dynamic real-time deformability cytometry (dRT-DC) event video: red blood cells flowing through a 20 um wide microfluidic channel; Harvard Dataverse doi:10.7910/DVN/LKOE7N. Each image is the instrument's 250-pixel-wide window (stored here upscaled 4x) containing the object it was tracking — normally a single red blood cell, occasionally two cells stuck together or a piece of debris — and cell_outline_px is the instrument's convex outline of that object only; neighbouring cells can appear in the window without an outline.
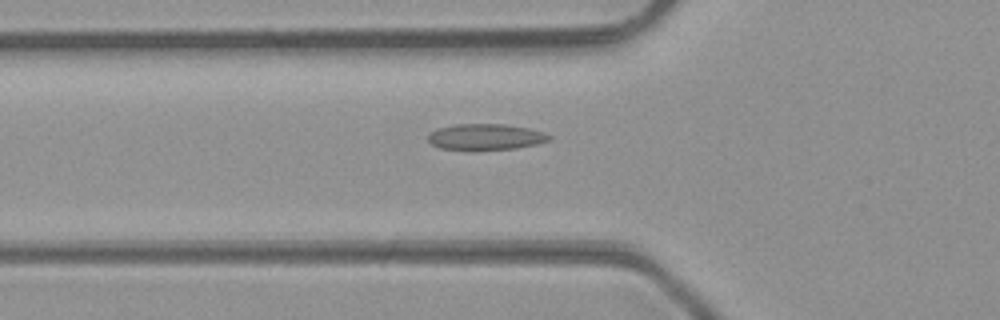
{"species": "common noctule bat (a hibernating species)", "species_latin": "Nyctalus noctula", "temperature_condition": "room temperature", "stored_images_in_passage": 28, "camera_frame_rate_fps": 3000, "um_per_image_px": 0.085, "animal": {"sex": "male", "body_mass_g": 23.1, "forearm_length_mm": 52.7}, "frame": {"image": 1, "passage_image": 4, "time_ms": 1.0, "image_size_px": [1000, 320], "cell_outline_px": [[552, 136], [548, 140], [536, 144], [516, 148], [476, 152], [472, 152], [440, 148], [432, 144], [428, 140], [428, 136], [436, 128], [452, 124], [504, 124], [528, 128], [544, 132]], "centroid_in_image_um": [41.23, 11.66], "position_along_channel_um": 84.6, "area_um2": 18.96}}
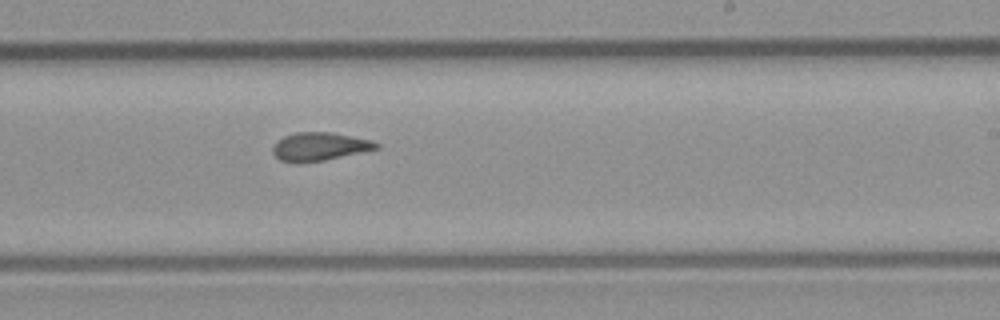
{"frame": {"image": 2, "passage_image": 16, "time_ms": 5.0, "image_size_px": [1000, 320], "cell_outline_px": [[380, 148], [324, 160], [280, 160], [272, 152], [272, 148], [276, 140], [284, 136], [296, 132], [332, 132], [372, 140], [380, 144]], "centroid_in_image_um": [27.2, 12.41], "position_along_channel_um": 261.8, "area_um2": 16.59}}
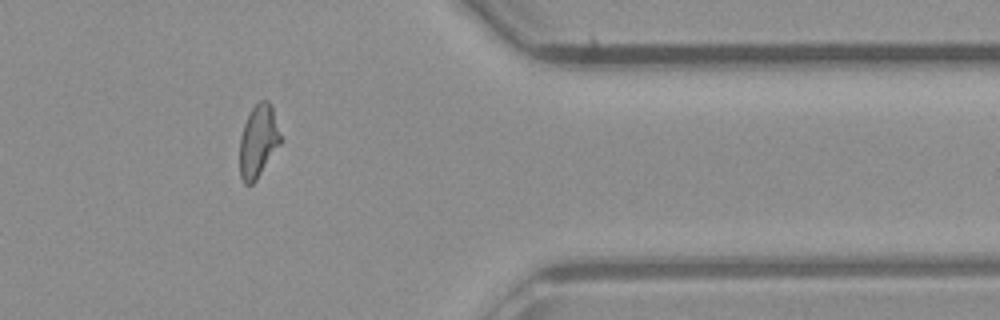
{"frame": {"image": 3, "passage_image": 26, "time_ms": 8.333, "image_size_px": [1000, 320], "cell_outline_px": [[280, 144], [256, 180], [252, 184], [244, 184], [240, 176], [240, 136], [244, 124], [252, 108], [260, 100], [268, 100], [272, 104], [280, 136]], "centroid_in_image_um": [21.94, 11.99], "position_along_channel_um": 389.5, "area_um2": 17.05}, "authors_computed_cell_mechanics": {"area_um2": 17.1088, "velocity_mm_per_s": 4.4189, "shape_relaxation_time_tau1_ms": null, "shape_relaxation_time_tau2_ms": 3.366, "deformation_change_tau1": null, "deformation_change_tau2": 0.0933}}